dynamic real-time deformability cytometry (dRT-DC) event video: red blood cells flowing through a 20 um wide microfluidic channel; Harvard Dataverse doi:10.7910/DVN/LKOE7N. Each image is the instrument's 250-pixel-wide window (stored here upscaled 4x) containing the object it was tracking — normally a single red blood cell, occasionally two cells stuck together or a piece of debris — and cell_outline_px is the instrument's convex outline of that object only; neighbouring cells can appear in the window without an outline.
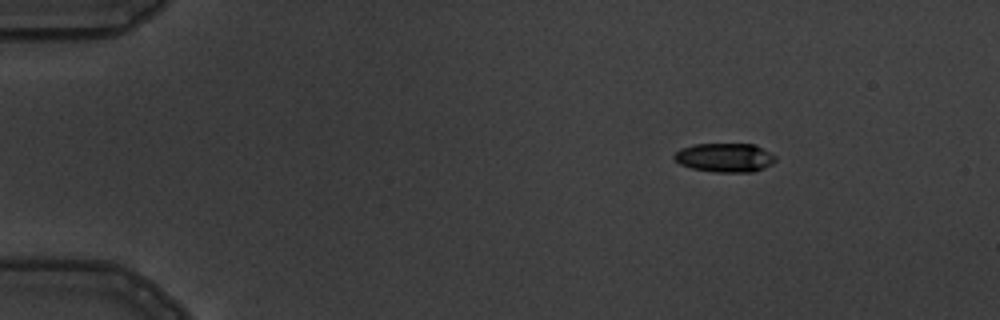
{"species": "common noctule bat (a hibernating species)", "species_latin": "Nyctalus noctula", "temperature_condition": "warm", "stored_images_in_passage": 3, "camera_frame_rate_fps": 3000, "um_per_image_px": 0.085, "animal": {"sex": "male", "body_mass_g": 19.5, "forearm_length_mm": 54.6}, "frame": {"image": 1, "passage_image": 1, "time_ms": 0.0, "image_size_px": [1000, 320], "cell_outline_px": [[776, 160], [772, 164], [764, 168], [752, 172], [716, 172], [692, 168], [680, 164], [672, 156], [680, 148], [696, 144], [756, 144], [776, 156]], "centroid_in_image_um": [61.63, 13.39], "position_along_channel_um": 23.4, "area_um2": 17.11}}